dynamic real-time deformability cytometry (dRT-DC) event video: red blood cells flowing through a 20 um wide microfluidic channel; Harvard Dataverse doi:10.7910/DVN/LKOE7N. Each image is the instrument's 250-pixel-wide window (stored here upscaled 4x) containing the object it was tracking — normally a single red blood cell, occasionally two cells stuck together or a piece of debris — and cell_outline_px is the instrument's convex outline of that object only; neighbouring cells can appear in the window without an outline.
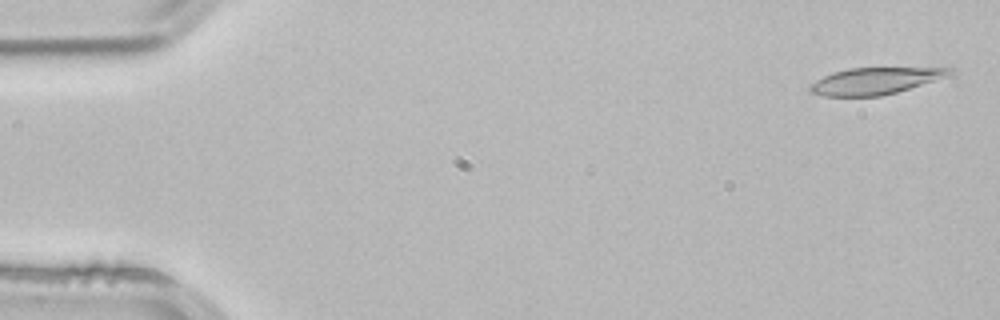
{"species": "common noctule bat (a hibernating species)", "species_latin": "Nyctalus noctula", "temperature_condition": "room temperature", "stored_images_in_passage": 4, "camera_frame_rate_fps": 3000, "um_per_image_px": 0.085, "animal": {"sex": "male", "body_mass_g": 21.5, "forearm_length_mm": 52.0}, "frame": {"image": 1, "passage_image": 1, "time_ms": 0.0, "image_size_px": [1000, 320], "cell_outline_px": [[956, 72], [896, 92], [880, 96], [820, 96], [808, 92], [808, 84], [832, 72], [848, 68], [956, 68]], "centroid_in_image_um": [74.27, 6.88], "position_along_channel_um": 10.7, "area_um2": 21.5}}
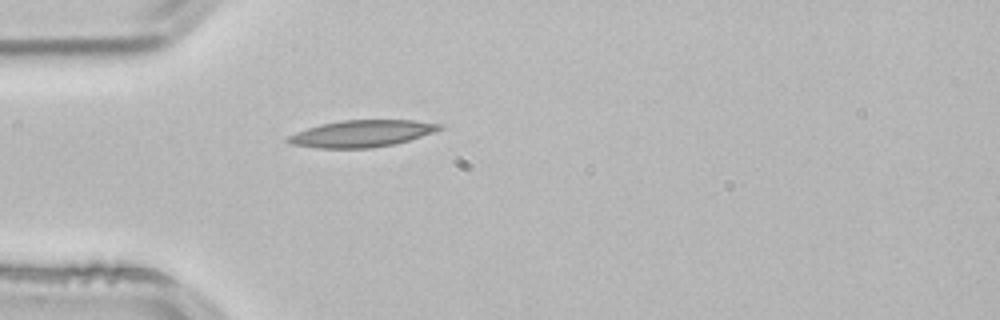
{"frame": {"image": 2, "passage_image": 4, "time_ms": 1.0, "image_size_px": [1000, 320], "cell_outline_px": [[444, 128], [396, 144], [372, 148], [316, 148], [292, 144], [284, 140], [288, 136], [296, 132], [320, 124], [340, 120], [412, 120], [444, 124]], "centroid_in_image_um": [30.74, 11.35], "position_along_channel_um": 54.3, "area_um2": 23.7}}